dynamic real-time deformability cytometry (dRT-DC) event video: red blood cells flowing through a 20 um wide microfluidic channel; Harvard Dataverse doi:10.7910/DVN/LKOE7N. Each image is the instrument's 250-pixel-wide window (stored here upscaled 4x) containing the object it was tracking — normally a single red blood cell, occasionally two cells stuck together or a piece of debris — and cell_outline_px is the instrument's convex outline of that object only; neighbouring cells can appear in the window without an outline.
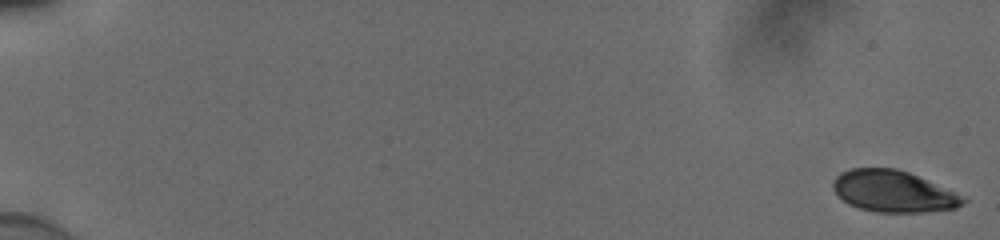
{"species": "human", "species_latin": "Homo sapiens", "temperature_condition": "cold", "stored_images_in_passage": 55, "camera_frame_rate_fps": 3000, "um_per_image_px": 0.085, "donor": {"sex": "male"}, "frame": {"image": 1, "passage_image": 1, "time_ms": 0.0, "image_size_px": [1000, 240], "cell_outline_px": [[968, 200], [956, 208], [928, 212], [876, 212], [860, 208], [848, 204], [832, 188], [832, 184], [836, 176], [840, 172], [852, 168], [896, 168], [908, 172], [952, 192]], "centroid_in_image_um": [75.88, 16.27], "position_along_channel_um": 9.1, "area_um2": 30.98}}
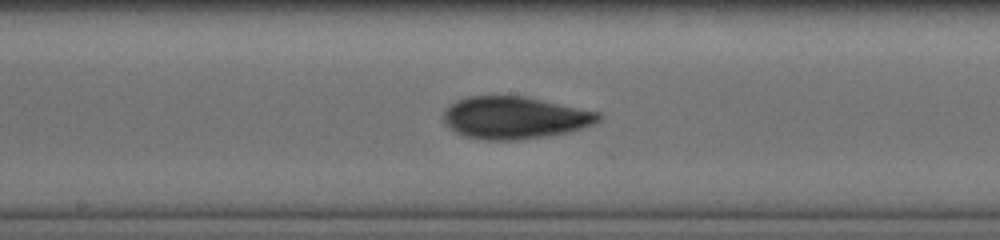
{"frame": {"image": 2, "passage_image": 32, "time_ms": 10.333, "image_size_px": [1000, 240], "cell_outline_px": [[604, 116], [600, 120], [592, 124], [568, 132], [548, 136], [520, 140], [484, 140], [464, 136], [456, 132], [444, 120], [444, 112], [448, 104], [456, 100], [468, 96], [524, 96], [600, 112]], "centroid_in_image_um": [43.76, 10.0], "position_along_channel_um": 204.4, "area_um2": 38.21}}
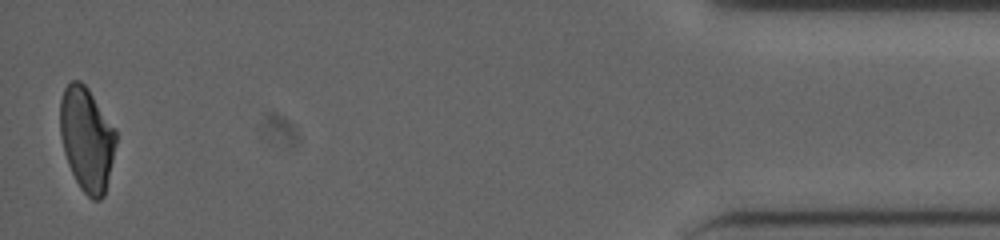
{"frame": {"image": 3, "passage_image": 55, "time_ms": 18.0, "image_size_px": [1000, 240], "cell_outline_px": [[116, 144], [104, 196], [100, 200], [92, 200], [80, 188], [68, 164], [64, 152], [60, 136], [60, 100], [64, 88], [72, 80], [80, 80], [88, 88], [116, 128]], "centroid_in_image_um": [7.37, 11.8], "position_along_channel_um": 427.8, "area_um2": 33.93}, "authors_computed_cell_mechanics": {"area_um2": 35.0268, "velocity_mm_per_s": 3.8801, "shape_relaxation_time_tau1_ms": 6.2691, "shape_relaxation_time_tau2_ms": 3.0007, "deformation_change_tau1": 0.1521, "deformation_change_tau2": 0.0679}}